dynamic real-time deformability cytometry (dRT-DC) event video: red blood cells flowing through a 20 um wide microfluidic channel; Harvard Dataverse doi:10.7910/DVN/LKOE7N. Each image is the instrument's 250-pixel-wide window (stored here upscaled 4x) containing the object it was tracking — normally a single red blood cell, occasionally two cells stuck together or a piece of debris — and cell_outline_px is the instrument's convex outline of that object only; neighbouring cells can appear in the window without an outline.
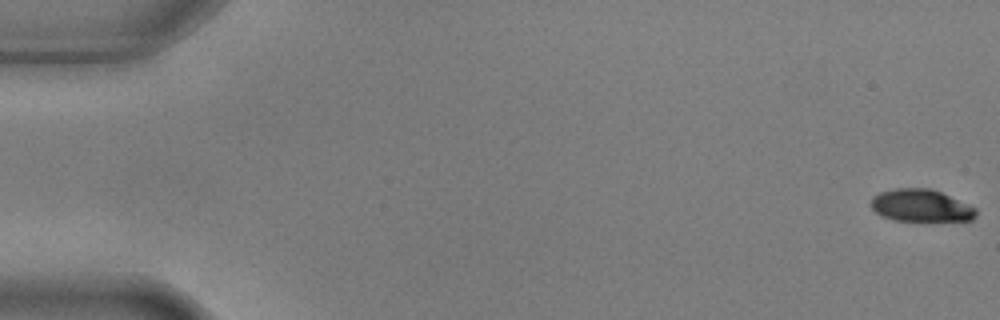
{"species": "common noctule bat (a hibernating species)", "species_latin": "Nyctalus noctula", "temperature_condition": "warm", "stored_images_in_passage": 6, "camera_frame_rate_fps": 3000, "um_per_image_px": 0.085, "animal": {"sex": "male", "body_mass_g": 17.9, "forearm_length_mm": 54.2}, "frame": {"image": 1, "passage_image": 1, "time_ms": 0.0, "image_size_px": [1000, 320], "cell_outline_px": [[976, 216], [972, 220], [892, 220], [880, 216], [868, 204], [872, 196], [880, 192], [896, 188], [928, 188], [940, 192], [968, 204], [976, 208]], "centroid_in_image_um": [78.21, 17.47], "position_along_channel_um": 6.8, "area_um2": 19.71}}
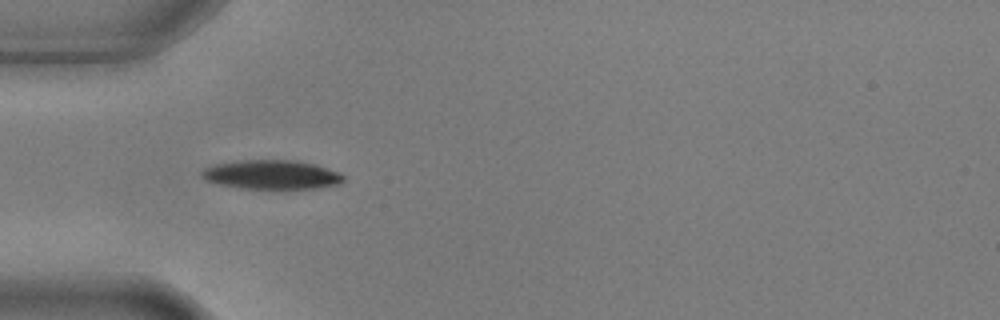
{"frame": {"image": 2, "passage_image": 5, "time_ms": 1.333, "image_size_px": [1000, 320], "cell_outline_px": [[344, 180], [340, 184], [320, 188], [240, 188], [220, 184], [208, 180], [200, 176], [200, 172], [204, 168], [212, 164], [236, 160], [296, 160], [316, 164], [340, 172], [344, 176]], "centroid_in_image_um": [23.1, 14.83], "position_along_channel_um": 61.9, "area_um2": 24.22}}
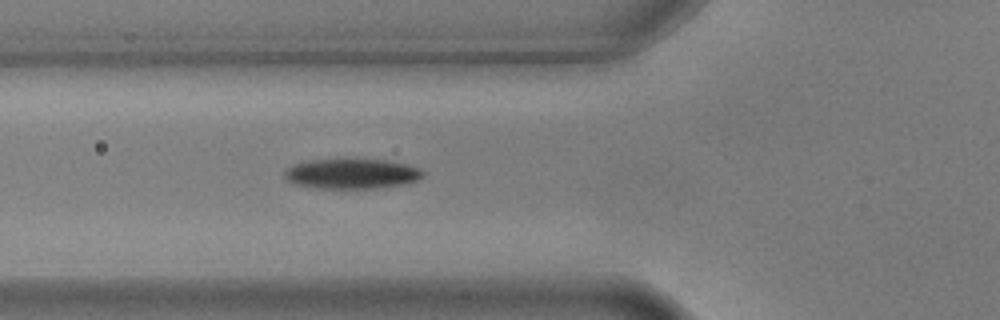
{"frame": {"image": 3, "passage_image": 6, "time_ms": 1.667, "image_size_px": [1000, 320], "cell_outline_px": [[424, 176], [416, 180], [404, 184], [376, 188], [320, 188], [292, 184], [284, 176], [284, 168], [292, 164], [308, 160], [388, 160], [408, 164], [420, 168], [424, 172]], "centroid_in_image_um": [29.88, 14.77], "position_along_channel_um": 95.9, "area_um2": 24.28}}